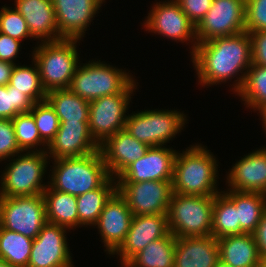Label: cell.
<instances>
[{
  "label": "cell",
  "instance_id": "1",
  "mask_svg": "<svg viewBox=\"0 0 266 267\" xmlns=\"http://www.w3.org/2000/svg\"><path fill=\"white\" fill-rule=\"evenodd\" d=\"M190 58L198 85L205 88L235 79L230 85L231 92L236 94L252 64L250 35L244 31L237 35L200 42Z\"/></svg>",
  "mask_w": 266,
  "mask_h": 267
},
{
  "label": "cell",
  "instance_id": "2",
  "mask_svg": "<svg viewBox=\"0 0 266 267\" xmlns=\"http://www.w3.org/2000/svg\"><path fill=\"white\" fill-rule=\"evenodd\" d=\"M217 159L207 146L199 143L190 145L182 153L178 151L174 160L173 192L195 196L216 195L221 192L217 186Z\"/></svg>",
  "mask_w": 266,
  "mask_h": 267
},
{
  "label": "cell",
  "instance_id": "3",
  "mask_svg": "<svg viewBox=\"0 0 266 267\" xmlns=\"http://www.w3.org/2000/svg\"><path fill=\"white\" fill-rule=\"evenodd\" d=\"M53 161V166L49 165L52 169L51 173L48 172V185L76 197L100 188L111 177L100 150L81 157Z\"/></svg>",
  "mask_w": 266,
  "mask_h": 267
},
{
  "label": "cell",
  "instance_id": "4",
  "mask_svg": "<svg viewBox=\"0 0 266 267\" xmlns=\"http://www.w3.org/2000/svg\"><path fill=\"white\" fill-rule=\"evenodd\" d=\"M78 39L41 42L32 47V58L36 62L43 88L46 92L69 88L80 61Z\"/></svg>",
  "mask_w": 266,
  "mask_h": 267
},
{
  "label": "cell",
  "instance_id": "5",
  "mask_svg": "<svg viewBox=\"0 0 266 267\" xmlns=\"http://www.w3.org/2000/svg\"><path fill=\"white\" fill-rule=\"evenodd\" d=\"M6 161L10 162H6L5 170L1 171L0 197L43 194L48 187V182L43 181L44 175L48 174L46 169L50 164L46 151H22Z\"/></svg>",
  "mask_w": 266,
  "mask_h": 267
},
{
  "label": "cell",
  "instance_id": "6",
  "mask_svg": "<svg viewBox=\"0 0 266 267\" xmlns=\"http://www.w3.org/2000/svg\"><path fill=\"white\" fill-rule=\"evenodd\" d=\"M127 71L96 58L87 63L80 62L69 89L89 102L120 94L135 79L130 70Z\"/></svg>",
  "mask_w": 266,
  "mask_h": 267
},
{
  "label": "cell",
  "instance_id": "7",
  "mask_svg": "<svg viewBox=\"0 0 266 267\" xmlns=\"http://www.w3.org/2000/svg\"><path fill=\"white\" fill-rule=\"evenodd\" d=\"M214 195L173 192L167 212L169 230L176 237L209 236L212 232Z\"/></svg>",
  "mask_w": 266,
  "mask_h": 267
},
{
  "label": "cell",
  "instance_id": "8",
  "mask_svg": "<svg viewBox=\"0 0 266 267\" xmlns=\"http://www.w3.org/2000/svg\"><path fill=\"white\" fill-rule=\"evenodd\" d=\"M187 118L180 110L144 109L128 114L124 130L149 147L167 146L185 128Z\"/></svg>",
  "mask_w": 266,
  "mask_h": 267
},
{
  "label": "cell",
  "instance_id": "9",
  "mask_svg": "<svg viewBox=\"0 0 266 267\" xmlns=\"http://www.w3.org/2000/svg\"><path fill=\"white\" fill-rule=\"evenodd\" d=\"M136 81L134 79L120 94L99 97L89 103V131L99 146L125 129L131 96L139 85Z\"/></svg>",
  "mask_w": 266,
  "mask_h": 267
},
{
  "label": "cell",
  "instance_id": "10",
  "mask_svg": "<svg viewBox=\"0 0 266 267\" xmlns=\"http://www.w3.org/2000/svg\"><path fill=\"white\" fill-rule=\"evenodd\" d=\"M47 223L43 194L0 197V226L35 239Z\"/></svg>",
  "mask_w": 266,
  "mask_h": 267
},
{
  "label": "cell",
  "instance_id": "11",
  "mask_svg": "<svg viewBox=\"0 0 266 267\" xmlns=\"http://www.w3.org/2000/svg\"><path fill=\"white\" fill-rule=\"evenodd\" d=\"M148 16L143 20L147 33H154L170 39L176 43L181 42L191 45L190 56L194 53L198 44L195 33V25L175 0H164L153 3ZM178 41V42H177ZM189 43V44H188Z\"/></svg>",
  "mask_w": 266,
  "mask_h": 267
},
{
  "label": "cell",
  "instance_id": "12",
  "mask_svg": "<svg viewBox=\"0 0 266 267\" xmlns=\"http://www.w3.org/2000/svg\"><path fill=\"white\" fill-rule=\"evenodd\" d=\"M244 31L245 0H213L211 8L195 26L198 43Z\"/></svg>",
  "mask_w": 266,
  "mask_h": 267
},
{
  "label": "cell",
  "instance_id": "13",
  "mask_svg": "<svg viewBox=\"0 0 266 267\" xmlns=\"http://www.w3.org/2000/svg\"><path fill=\"white\" fill-rule=\"evenodd\" d=\"M117 191L133 215L167 214L173 186L172 181L117 182Z\"/></svg>",
  "mask_w": 266,
  "mask_h": 267
},
{
  "label": "cell",
  "instance_id": "14",
  "mask_svg": "<svg viewBox=\"0 0 266 267\" xmlns=\"http://www.w3.org/2000/svg\"><path fill=\"white\" fill-rule=\"evenodd\" d=\"M68 231L66 227L47 222L33 240L27 267H74Z\"/></svg>",
  "mask_w": 266,
  "mask_h": 267
},
{
  "label": "cell",
  "instance_id": "15",
  "mask_svg": "<svg viewBox=\"0 0 266 267\" xmlns=\"http://www.w3.org/2000/svg\"><path fill=\"white\" fill-rule=\"evenodd\" d=\"M105 0H52L58 33L62 39H78L88 31Z\"/></svg>",
  "mask_w": 266,
  "mask_h": 267
},
{
  "label": "cell",
  "instance_id": "16",
  "mask_svg": "<svg viewBox=\"0 0 266 267\" xmlns=\"http://www.w3.org/2000/svg\"><path fill=\"white\" fill-rule=\"evenodd\" d=\"M133 213L126 200L116 191L105 203L94 225L100 234L105 252L112 255L123 243L130 229Z\"/></svg>",
  "mask_w": 266,
  "mask_h": 267
},
{
  "label": "cell",
  "instance_id": "17",
  "mask_svg": "<svg viewBox=\"0 0 266 267\" xmlns=\"http://www.w3.org/2000/svg\"><path fill=\"white\" fill-rule=\"evenodd\" d=\"M177 150L167 146H153L145 155L128 166L117 182L172 181Z\"/></svg>",
  "mask_w": 266,
  "mask_h": 267
},
{
  "label": "cell",
  "instance_id": "18",
  "mask_svg": "<svg viewBox=\"0 0 266 267\" xmlns=\"http://www.w3.org/2000/svg\"><path fill=\"white\" fill-rule=\"evenodd\" d=\"M170 233L167 214L133 215L130 229L121 246L112 254L125 265L150 242Z\"/></svg>",
  "mask_w": 266,
  "mask_h": 267
},
{
  "label": "cell",
  "instance_id": "19",
  "mask_svg": "<svg viewBox=\"0 0 266 267\" xmlns=\"http://www.w3.org/2000/svg\"><path fill=\"white\" fill-rule=\"evenodd\" d=\"M100 150L89 131L88 122H60L54 139L47 146L49 159L81 157Z\"/></svg>",
  "mask_w": 266,
  "mask_h": 267
},
{
  "label": "cell",
  "instance_id": "20",
  "mask_svg": "<svg viewBox=\"0 0 266 267\" xmlns=\"http://www.w3.org/2000/svg\"><path fill=\"white\" fill-rule=\"evenodd\" d=\"M226 173V189L262 193L266 189V148L245 154Z\"/></svg>",
  "mask_w": 266,
  "mask_h": 267
},
{
  "label": "cell",
  "instance_id": "21",
  "mask_svg": "<svg viewBox=\"0 0 266 267\" xmlns=\"http://www.w3.org/2000/svg\"><path fill=\"white\" fill-rule=\"evenodd\" d=\"M149 148L125 130L118 131L100 145L104 163L110 176L115 179L128 166L145 155Z\"/></svg>",
  "mask_w": 266,
  "mask_h": 267
},
{
  "label": "cell",
  "instance_id": "22",
  "mask_svg": "<svg viewBox=\"0 0 266 267\" xmlns=\"http://www.w3.org/2000/svg\"><path fill=\"white\" fill-rule=\"evenodd\" d=\"M14 5L38 43L62 40L52 0H15Z\"/></svg>",
  "mask_w": 266,
  "mask_h": 267
},
{
  "label": "cell",
  "instance_id": "23",
  "mask_svg": "<svg viewBox=\"0 0 266 267\" xmlns=\"http://www.w3.org/2000/svg\"><path fill=\"white\" fill-rule=\"evenodd\" d=\"M219 261L220 251L214 236L176 238L174 267H215Z\"/></svg>",
  "mask_w": 266,
  "mask_h": 267
},
{
  "label": "cell",
  "instance_id": "24",
  "mask_svg": "<svg viewBox=\"0 0 266 267\" xmlns=\"http://www.w3.org/2000/svg\"><path fill=\"white\" fill-rule=\"evenodd\" d=\"M220 260L232 267H260L261 256L253 234L228 235L217 239Z\"/></svg>",
  "mask_w": 266,
  "mask_h": 267
},
{
  "label": "cell",
  "instance_id": "25",
  "mask_svg": "<svg viewBox=\"0 0 266 267\" xmlns=\"http://www.w3.org/2000/svg\"><path fill=\"white\" fill-rule=\"evenodd\" d=\"M43 196L47 222L66 227L69 230L78 228L76 196L56 191L49 185L44 190Z\"/></svg>",
  "mask_w": 266,
  "mask_h": 267
},
{
  "label": "cell",
  "instance_id": "26",
  "mask_svg": "<svg viewBox=\"0 0 266 267\" xmlns=\"http://www.w3.org/2000/svg\"><path fill=\"white\" fill-rule=\"evenodd\" d=\"M238 208V221L244 234H253L266 210L265 200L259 192L222 191Z\"/></svg>",
  "mask_w": 266,
  "mask_h": 267
},
{
  "label": "cell",
  "instance_id": "27",
  "mask_svg": "<svg viewBox=\"0 0 266 267\" xmlns=\"http://www.w3.org/2000/svg\"><path fill=\"white\" fill-rule=\"evenodd\" d=\"M60 122H89V101L69 88L48 91L45 99Z\"/></svg>",
  "mask_w": 266,
  "mask_h": 267
},
{
  "label": "cell",
  "instance_id": "28",
  "mask_svg": "<svg viewBox=\"0 0 266 267\" xmlns=\"http://www.w3.org/2000/svg\"><path fill=\"white\" fill-rule=\"evenodd\" d=\"M117 191V181L110 177L100 188L76 197L78 211V228H92L98 221L105 203Z\"/></svg>",
  "mask_w": 266,
  "mask_h": 267
},
{
  "label": "cell",
  "instance_id": "29",
  "mask_svg": "<svg viewBox=\"0 0 266 267\" xmlns=\"http://www.w3.org/2000/svg\"><path fill=\"white\" fill-rule=\"evenodd\" d=\"M176 237L170 232L167 236L150 242L134 255L126 267H174Z\"/></svg>",
  "mask_w": 266,
  "mask_h": 267
},
{
  "label": "cell",
  "instance_id": "30",
  "mask_svg": "<svg viewBox=\"0 0 266 267\" xmlns=\"http://www.w3.org/2000/svg\"><path fill=\"white\" fill-rule=\"evenodd\" d=\"M242 234L244 233L238 221V208L222 191L214 195L211 235L219 239Z\"/></svg>",
  "mask_w": 266,
  "mask_h": 267
},
{
  "label": "cell",
  "instance_id": "31",
  "mask_svg": "<svg viewBox=\"0 0 266 267\" xmlns=\"http://www.w3.org/2000/svg\"><path fill=\"white\" fill-rule=\"evenodd\" d=\"M236 96L254 112L266 109V66L251 64Z\"/></svg>",
  "mask_w": 266,
  "mask_h": 267
},
{
  "label": "cell",
  "instance_id": "32",
  "mask_svg": "<svg viewBox=\"0 0 266 267\" xmlns=\"http://www.w3.org/2000/svg\"><path fill=\"white\" fill-rule=\"evenodd\" d=\"M33 239L0 226V260L14 267H27Z\"/></svg>",
  "mask_w": 266,
  "mask_h": 267
},
{
  "label": "cell",
  "instance_id": "33",
  "mask_svg": "<svg viewBox=\"0 0 266 267\" xmlns=\"http://www.w3.org/2000/svg\"><path fill=\"white\" fill-rule=\"evenodd\" d=\"M32 65L17 63L11 73L9 84L16 90L23 92L34 103L45 101L47 92L43 88L39 69L31 58Z\"/></svg>",
  "mask_w": 266,
  "mask_h": 267
},
{
  "label": "cell",
  "instance_id": "34",
  "mask_svg": "<svg viewBox=\"0 0 266 267\" xmlns=\"http://www.w3.org/2000/svg\"><path fill=\"white\" fill-rule=\"evenodd\" d=\"M11 120L14 125L16 140L21 151L32 152L47 150V145L41 140L35 120L30 112L19 113Z\"/></svg>",
  "mask_w": 266,
  "mask_h": 267
},
{
  "label": "cell",
  "instance_id": "35",
  "mask_svg": "<svg viewBox=\"0 0 266 267\" xmlns=\"http://www.w3.org/2000/svg\"><path fill=\"white\" fill-rule=\"evenodd\" d=\"M34 102L10 84L0 86V119H13L19 113L29 112Z\"/></svg>",
  "mask_w": 266,
  "mask_h": 267
},
{
  "label": "cell",
  "instance_id": "36",
  "mask_svg": "<svg viewBox=\"0 0 266 267\" xmlns=\"http://www.w3.org/2000/svg\"><path fill=\"white\" fill-rule=\"evenodd\" d=\"M29 112L35 120L41 140L48 146L54 139L60 126V120L56 115L55 110L45 100L34 103Z\"/></svg>",
  "mask_w": 266,
  "mask_h": 267
},
{
  "label": "cell",
  "instance_id": "37",
  "mask_svg": "<svg viewBox=\"0 0 266 267\" xmlns=\"http://www.w3.org/2000/svg\"><path fill=\"white\" fill-rule=\"evenodd\" d=\"M0 33L19 41L33 39L23 16L14 8L3 5L0 8Z\"/></svg>",
  "mask_w": 266,
  "mask_h": 267
},
{
  "label": "cell",
  "instance_id": "38",
  "mask_svg": "<svg viewBox=\"0 0 266 267\" xmlns=\"http://www.w3.org/2000/svg\"><path fill=\"white\" fill-rule=\"evenodd\" d=\"M245 30L266 31V0H245Z\"/></svg>",
  "mask_w": 266,
  "mask_h": 267
},
{
  "label": "cell",
  "instance_id": "39",
  "mask_svg": "<svg viewBox=\"0 0 266 267\" xmlns=\"http://www.w3.org/2000/svg\"><path fill=\"white\" fill-rule=\"evenodd\" d=\"M11 119H0V162L21 153Z\"/></svg>",
  "mask_w": 266,
  "mask_h": 267
},
{
  "label": "cell",
  "instance_id": "40",
  "mask_svg": "<svg viewBox=\"0 0 266 267\" xmlns=\"http://www.w3.org/2000/svg\"><path fill=\"white\" fill-rule=\"evenodd\" d=\"M186 14L188 19L196 26L211 8L213 0H175Z\"/></svg>",
  "mask_w": 266,
  "mask_h": 267
},
{
  "label": "cell",
  "instance_id": "41",
  "mask_svg": "<svg viewBox=\"0 0 266 267\" xmlns=\"http://www.w3.org/2000/svg\"><path fill=\"white\" fill-rule=\"evenodd\" d=\"M248 33L251 40L252 64L266 66V31Z\"/></svg>",
  "mask_w": 266,
  "mask_h": 267
},
{
  "label": "cell",
  "instance_id": "42",
  "mask_svg": "<svg viewBox=\"0 0 266 267\" xmlns=\"http://www.w3.org/2000/svg\"><path fill=\"white\" fill-rule=\"evenodd\" d=\"M21 43L22 42L17 39L0 33V60L16 65L17 58L19 57L18 55L24 44Z\"/></svg>",
  "mask_w": 266,
  "mask_h": 267
},
{
  "label": "cell",
  "instance_id": "43",
  "mask_svg": "<svg viewBox=\"0 0 266 267\" xmlns=\"http://www.w3.org/2000/svg\"><path fill=\"white\" fill-rule=\"evenodd\" d=\"M260 255H266V210L262 214L259 225L253 233Z\"/></svg>",
  "mask_w": 266,
  "mask_h": 267
},
{
  "label": "cell",
  "instance_id": "44",
  "mask_svg": "<svg viewBox=\"0 0 266 267\" xmlns=\"http://www.w3.org/2000/svg\"><path fill=\"white\" fill-rule=\"evenodd\" d=\"M15 64L0 60V86L9 84L12 70Z\"/></svg>",
  "mask_w": 266,
  "mask_h": 267
},
{
  "label": "cell",
  "instance_id": "45",
  "mask_svg": "<svg viewBox=\"0 0 266 267\" xmlns=\"http://www.w3.org/2000/svg\"><path fill=\"white\" fill-rule=\"evenodd\" d=\"M257 114H259L260 116V119L262 122V128L264 129L263 132H265V135H266V109L262 110L261 112H258ZM262 118V119H261ZM264 148H266L265 146H262Z\"/></svg>",
  "mask_w": 266,
  "mask_h": 267
},
{
  "label": "cell",
  "instance_id": "46",
  "mask_svg": "<svg viewBox=\"0 0 266 267\" xmlns=\"http://www.w3.org/2000/svg\"><path fill=\"white\" fill-rule=\"evenodd\" d=\"M0 267H14V266L9 264L7 261L0 260Z\"/></svg>",
  "mask_w": 266,
  "mask_h": 267
},
{
  "label": "cell",
  "instance_id": "47",
  "mask_svg": "<svg viewBox=\"0 0 266 267\" xmlns=\"http://www.w3.org/2000/svg\"><path fill=\"white\" fill-rule=\"evenodd\" d=\"M261 256V266L260 267H266V255H260Z\"/></svg>",
  "mask_w": 266,
  "mask_h": 267
},
{
  "label": "cell",
  "instance_id": "48",
  "mask_svg": "<svg viewBox=\"0 0 266 267\" xmlns=\"http://www.w3.org/2000/svg\"><path fill=\"white\" fill-rule=\"evenodd\" d=\"M215 267H232L230 265H227L225 263H223L221 260L216 264Z\"/></svg>",
  "mask_w": 266,
  "mask_h": 267
},
{
  "label": "cell",
  "instance_id": "49",
  "mask_svg": "<svg viewBox=\"0 0 266 267\" xmlns=\"http://www.w3.org/2000/svg\"><path fill=\"white\" fill-rule=\"evenodd\" d=\"M263 195V199L265 200V204H266V189L262 192Z\"/></svg>",
  "mask_w": 266,
  "mask_h": 267
}]
</instances>
